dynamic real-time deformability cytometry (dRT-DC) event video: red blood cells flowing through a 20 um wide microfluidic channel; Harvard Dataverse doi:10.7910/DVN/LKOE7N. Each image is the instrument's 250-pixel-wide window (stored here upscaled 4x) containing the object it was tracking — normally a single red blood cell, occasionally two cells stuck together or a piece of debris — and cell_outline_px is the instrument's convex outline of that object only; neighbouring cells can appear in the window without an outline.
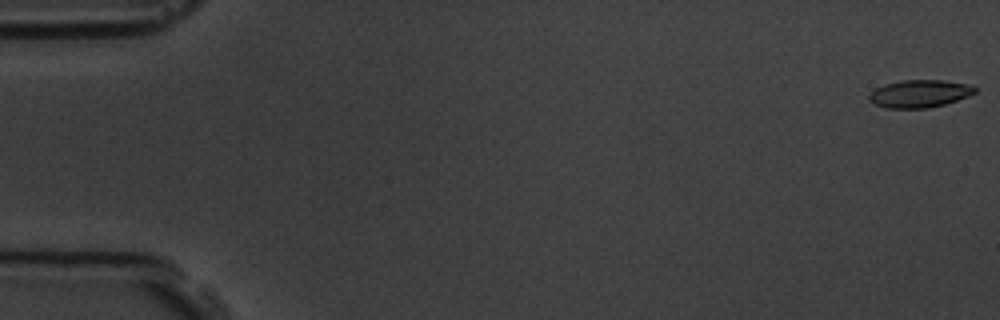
{"species": "common noctule bat (a hibernating species)", "species_latin": "Nyctalus noctula", "temperature_condition": "room temperature", "stored_images_in_passage": 7, "camera_frame_rate_fps": 3000, "um_per_image_px": 0.085, "animal": {"sex": "male", "body_mass_g": 19.5, "forearm_length_mm": 54.6}, "frame": {"image": 1, "passage_image": 1, "time_ms": 0.0, "image_size_px": [1000, 320], "cell_outline_px": [[976, 92], [968, 96], [944, 104], [928, 108], [884, 108], [868, 100], [868, 96], [876, 88], [884, 84], [904, 80], [944, 80], [968, 84], [976, 88]], "centroid_in_image_um": [78.15, 7.96], "position_along_channel_um": 6.8, "area_um2": 16.94}}
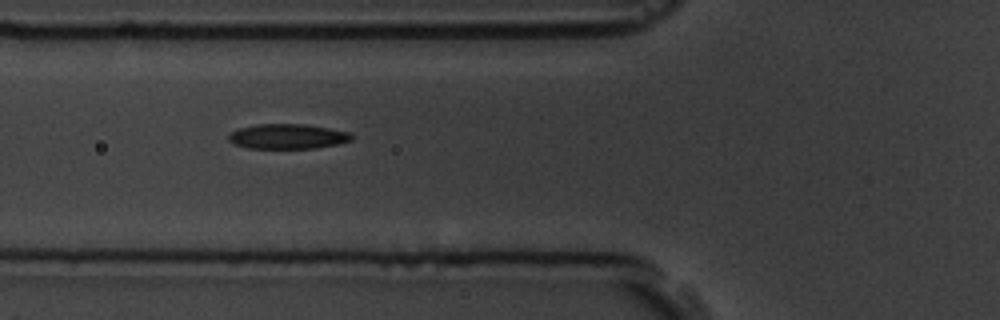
{"frame": {"image": 2, "passage_image": 6, "time_ms": 6.667, "image_size_px": [1000, 320], "cell_outline_px": [[352, 140], [336, 144], [316, 148], [248, 148], [236, 144], [228, 140], [228, 136], [232, 132], [240, 128], [256, 124], [304, 124], [328, 128], [348, 132], [352, 136]], "centroid_in_image_um": [24.44, 11.59], "position_along_channel_um": 101.4, "area_um2": 17.63}}
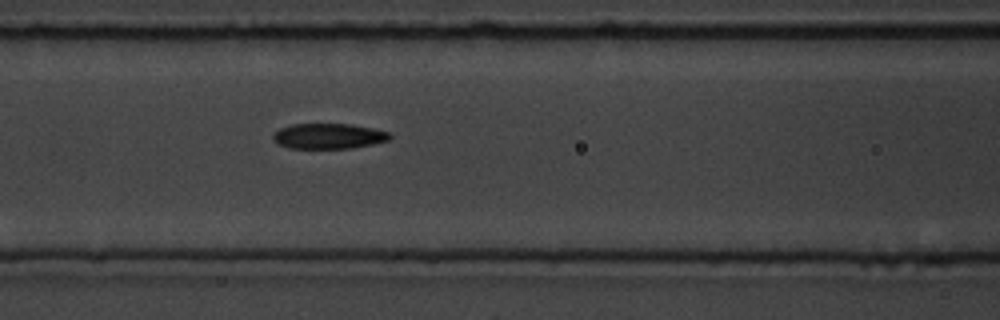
{"frame": {"image": 3, "passage_image": 7, "time_ms": 7.667, "image_size_px": [1000, 320], "cell_outline_px": [[392, 136], [388, 140], [372, 144], [352, 148], [288, 148], [280, 144], [272, 136], [280, 128], [292, 124], [352, 124], [372, 128], [388, 132]], "centroid_in_image_um": [27.95, 11.56], "position_along_channel_um": 138.7, "area_um2": 17.05}}